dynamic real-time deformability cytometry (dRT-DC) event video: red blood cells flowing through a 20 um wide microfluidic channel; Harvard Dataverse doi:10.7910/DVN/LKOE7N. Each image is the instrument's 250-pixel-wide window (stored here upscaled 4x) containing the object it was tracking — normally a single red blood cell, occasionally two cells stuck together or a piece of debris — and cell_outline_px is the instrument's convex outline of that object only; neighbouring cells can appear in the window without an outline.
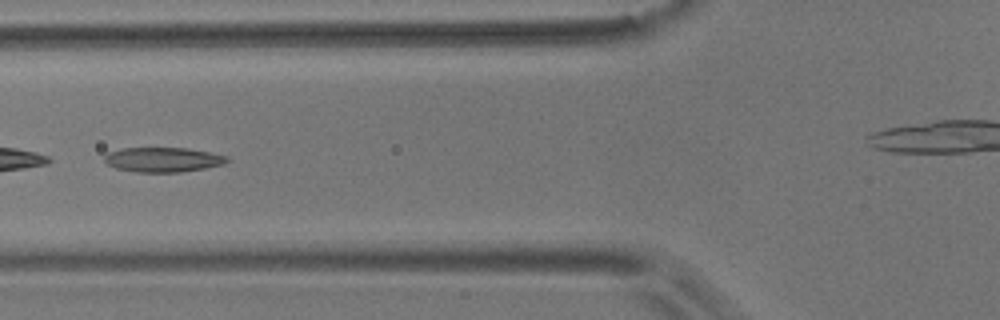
{"species": "common noctule bat (a hibernating species)", "species_latin": "Nyctalus noctula", "temperature_condition": "room temperature", "stored_images_in_passage": 48, "camera_frame_rate_fps": 3000, "um_per_image_px": 0.085, "animal": {"sex": "male", "body_mass_g": 17.9}, "frame": {"image": 1, "passage_image": 14, "time_ms": 4.333, "image_size_px": [1000, 320], "cell_outline_px": [[228, 160], [224, 164], [204, 168], [180, 172], [136, 172], [116, 168], [108, 164], [104, 160], [104, 156], [108, 152], [120, 148], [184, 148], [208, 152], [228, 156]], "centroid_in_image_um": [13.82, 13.57], "position_along_channel_um": 112.0, "area_um2": 17.51}, "authors_computed_cell_mechanics": {"area_um2": 18.4093, "velocity_mm_per_s": 3.6003, "shape_relaxation_time_tau1_ms": 10.1248, "shape_relaxation_time_tau2_ms": 2.1944, "deformation_change_tau1": 0.2264, "deformation_change_tau2": 0.1075}}